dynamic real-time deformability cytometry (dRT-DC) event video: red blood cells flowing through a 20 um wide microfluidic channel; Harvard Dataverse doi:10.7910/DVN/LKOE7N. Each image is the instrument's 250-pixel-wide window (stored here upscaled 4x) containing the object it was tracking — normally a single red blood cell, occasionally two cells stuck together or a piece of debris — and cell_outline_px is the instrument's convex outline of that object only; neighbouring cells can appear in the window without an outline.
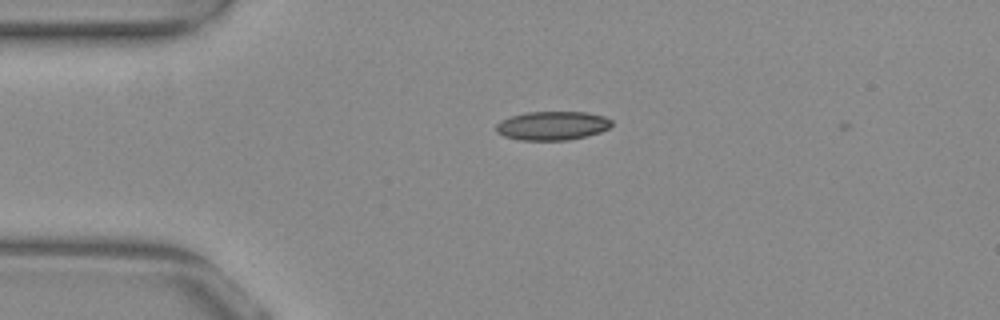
{"species": "common noctule bat (a hibernating species)", "species_latin": "Nyctalus noctula", "temperature_condition": "warm", "stored_images_in_passage": 6, "camera_frame_rate_fps": 3000, "um_per_image_px": 0.085, "animal": {"sex": "female", "body_mass_g": 29.2, "forearm_length_mm": 56.3}, "frame": {"image": 1, "passage_image": 3, "time_ms": 0.667, "image_size_px": [1000, 320], "cell_outline_px": [[612, 124], [608, 128], [600, 132], [568, 140], [520, 140], [504, 136], [496, 132], [496, 124], [500, 120], [512, 116], [528, 112], [588, 112], [604, 116], [612, 120]], "centroid_in_image_um": [46.94, 10.68], "position_along_channel_um": 38.1, "area_um2": 19.36}}